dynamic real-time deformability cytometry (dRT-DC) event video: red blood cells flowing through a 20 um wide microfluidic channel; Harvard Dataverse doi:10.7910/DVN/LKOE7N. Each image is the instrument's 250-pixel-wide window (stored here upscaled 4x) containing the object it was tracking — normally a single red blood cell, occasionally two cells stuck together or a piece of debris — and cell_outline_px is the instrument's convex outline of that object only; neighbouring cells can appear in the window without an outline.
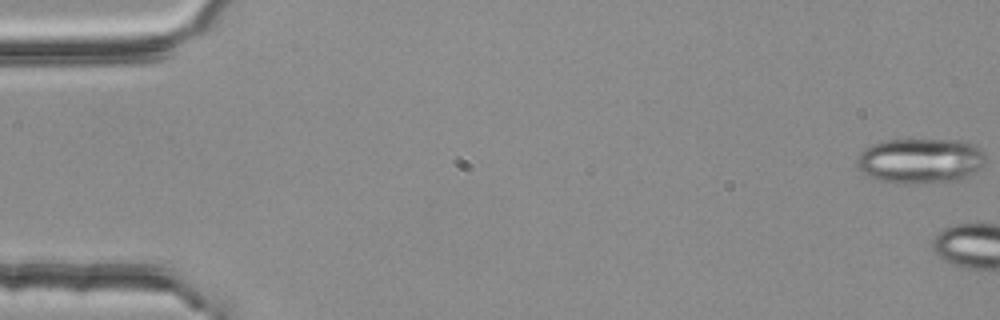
{"species": "common noctule bat (a hibernating species)", "species_latin": "Nyctalus noctula", "temperature_condition": "room temperature", "stored_images_in_passage": 4, "camera_frame_rate_fps": 3000, "um_per_image_px": 0.085, "animal": {"sex": "female", "body_mass_g": 25.1}, "frame": {"image": 1, "passage_image": 1, "time_ms": 0.0, "image_size_px": [1000, 320], "cell_outline_px": [[984, 164], [976, 172], [960, 180], [916, 184], [904, 184], [876, 180], [868, 176], [856, 164], [856, 156], [864, 148], [872, 144], [884, 140], [964, 140], [976, 144], [984, 152]], "centroid_in_image_um": [78.24, 13.67], "position_along_channel_um": 6.8, "area_um2": 34.39}}